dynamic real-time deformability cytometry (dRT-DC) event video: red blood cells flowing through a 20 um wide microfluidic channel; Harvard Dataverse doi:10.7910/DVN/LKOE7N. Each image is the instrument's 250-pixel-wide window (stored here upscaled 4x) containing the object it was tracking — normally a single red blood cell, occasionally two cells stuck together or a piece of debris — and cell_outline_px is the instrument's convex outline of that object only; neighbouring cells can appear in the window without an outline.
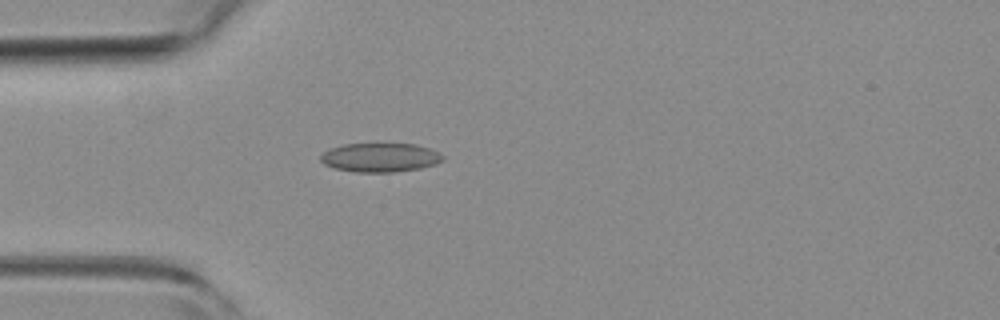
{"species": "common noctule bat (a hibernating species)", "species_latin": "Nyctalus noctula", "temperature_condition": "room temperature", "stored_images_in_passage": 2, "camera_frame_rate_fps": 3000, "um_per_image_px": 0.085, "animal": {"sex": "female", "body_mass_g": 19.3, "forearm_length_mm": 54.1}, "frame": {"image": 1, "passage_image": 2, "time_ms": 0.333, "image_size_px": [1000, 320], "cell_outline_px": [[444, 160], [436, 164], [420, 168], [396, 172], [352, 172], [332, 168], [324, 164], [320, 160], [320, 156], [324, 152], [332, 148], [344, 144], [376, 140], [416, 144], [440, 152], [444, 156]], "centroid_in_image_um": [32.32, 13.34], "position_along_channel_um": 52.7, "area_um2": 21.79}}